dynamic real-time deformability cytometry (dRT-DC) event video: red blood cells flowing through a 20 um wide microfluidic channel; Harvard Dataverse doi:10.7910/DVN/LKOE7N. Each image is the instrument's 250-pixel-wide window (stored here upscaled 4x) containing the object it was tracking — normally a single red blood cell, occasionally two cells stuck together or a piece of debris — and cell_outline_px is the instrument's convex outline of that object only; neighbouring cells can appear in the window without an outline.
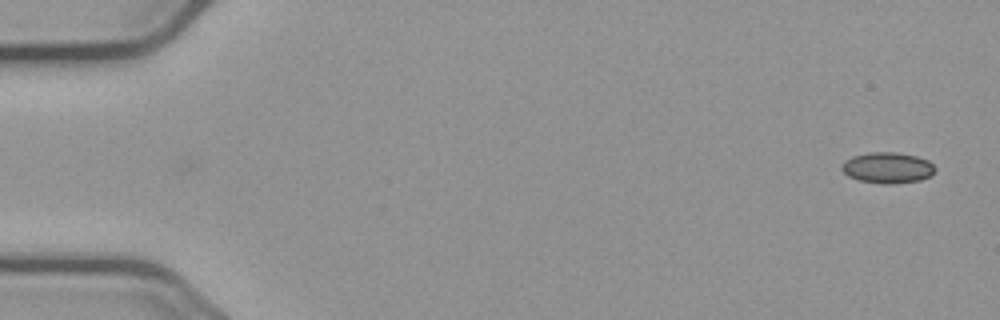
{"species": "common noctule bat (a hibernating species)", "species_latin": "Nyctalus noctula", "temperature_condition": "cold", "stored_images_in_passage": 16, "camera_frame_rate_fps": 3000, "um_per_image_px": 0.085, "animal": {"sex": "male", "body_mass_g": 23.1, "forearm_length_mm": 52.7}, "frame": {"image": 1, "passage_image": 1, "time_ms": 0.0, "image_size_px": [1000, 320], "cell_outline_px": [[936, 172], [932, 176], [920, 180], [892, 184], [880, 184], [860, 180], [848, 176], [840, 168], [844, 160], [852, 156], [868, 152], [896, 152], [916, 156], [928, 160], [936, 168]], "centroid_in_image_um": [75.45, 14.26], "position_along_channel_um": 9.5, "area_um2": 17.05}}
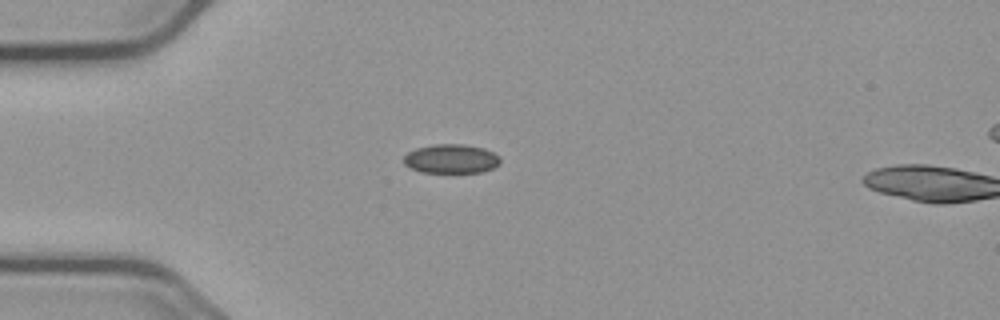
{"frame": {"image": 2, "passage_image": 14, "time_ms": 4.333, "image_size_px": [1000, 320], "cell_outline_px": [[500, 164], [492, 168], [480, 172], [420, 172], [404, 164], [404, 156], [408, 152], [416, 148], [432, 144], [464, 144], [484, 148], [500, 156]], "centroid_in_image_um": [38.35, 13.49], "position_along_channel_um": 46.6, "area_um2": 16.36}}